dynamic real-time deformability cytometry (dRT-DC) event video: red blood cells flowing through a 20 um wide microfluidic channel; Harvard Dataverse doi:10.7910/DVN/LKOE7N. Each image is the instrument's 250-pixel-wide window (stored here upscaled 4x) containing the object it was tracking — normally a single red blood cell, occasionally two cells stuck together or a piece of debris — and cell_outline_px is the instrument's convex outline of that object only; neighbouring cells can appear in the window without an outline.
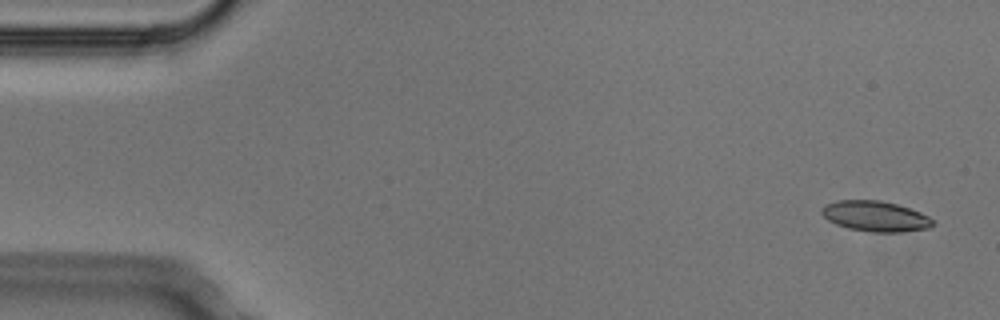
{"species": "Egyptian fruit bat (a non-hibernating species)", "species_latin": "Rousettus aegyptiacus", "temperature_condition": "cold", "stored_images_in_passage": 5, "segment_of_instrument_passage": [1, 2], "camera_frame_rate_fps": 3000, "um_per_image_px": 0.085, "animal": {"sex": "male"}, "frame": {"image": 1, "passage_image": 1, "time_ms": 0.0, "image_size_px": [1000, 320], "cell_outline_px": [[932, 224], [928, 228], [900, 232], [872, 232], [848, 228], [836, 224], [828, 220], [820, 212], [824, 204], [836, 200], [880, 200], [896, 204], [920, 212], [928, 216], [932, 220]], "centroid_in_image_um": [74.35, 18.37], "position_along_channel_um": 10.6, "area_um2": 19.59}}
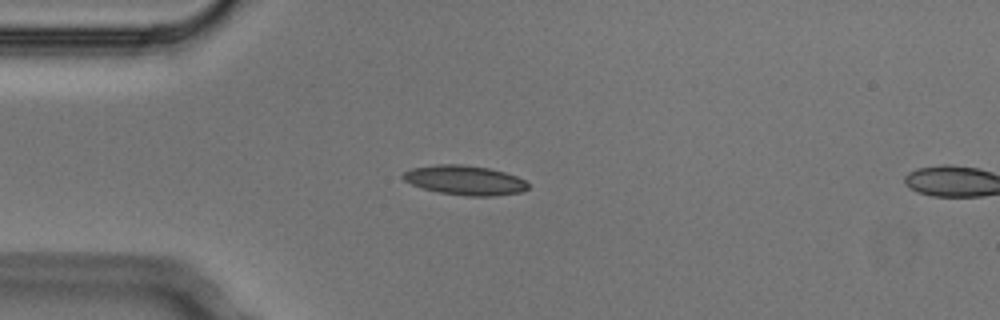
{"frame": {"image": 2, "passage_image": 4, "time_ms": 1.0, "image_size_px": [1000, 320], "cell_outline_px": [[528, 188], [520, 192], [492, 196], [468, 196], [440, 192], [424, 188], [412, 184], [404, 180], [400, 176], [404, 172], [412, 168], [436, 164], [464, 164], [488, 168], [504, 172], [516, 176], [524, 180], [528, 184]], "centroid_in_image_um": [39.49, 15.31], "position_along_channel_um": 45.5, "area_um2": 21.33}}